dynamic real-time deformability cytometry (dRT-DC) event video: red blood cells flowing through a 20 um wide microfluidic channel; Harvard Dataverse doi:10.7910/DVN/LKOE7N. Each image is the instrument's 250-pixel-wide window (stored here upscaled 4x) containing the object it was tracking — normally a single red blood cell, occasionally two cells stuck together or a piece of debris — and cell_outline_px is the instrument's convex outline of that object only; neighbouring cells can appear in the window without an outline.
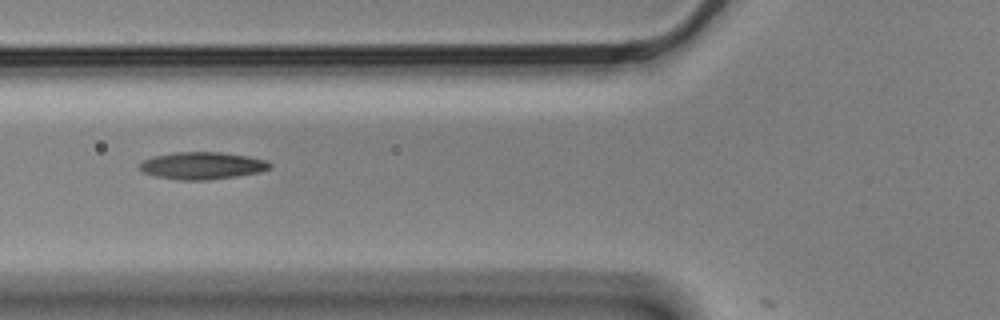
{"species": "Egyptian fruit bat (a non-hibernating species)", "species_latin": "Rousettus aegyptiacus", "temperature_condition": "cold", "stored_images_in_passage": 5, "camera_frame_rate_fps": 3000, "um_per_image_px": 0.085, "animal": {"sex": "male"}, "frame": {"image": 1, "passage_image": 4, "time_ms": 1.0, "image_size_px": [1000, 320], "cell_outline_px": [[272, 168], [260, 172], [236, 176], [208, 180], [180, 180], [156, 176], [144, 172], [140, 168], [140, 164], [144, 160], [152, 156], [176, 152], [220, 152], [248, 156], [268, 160], [272, 164]], "centroid_in_image_um": [17.24, 14.07], "position_along_channel_um": 108.6, "area_um2": 20.69}}